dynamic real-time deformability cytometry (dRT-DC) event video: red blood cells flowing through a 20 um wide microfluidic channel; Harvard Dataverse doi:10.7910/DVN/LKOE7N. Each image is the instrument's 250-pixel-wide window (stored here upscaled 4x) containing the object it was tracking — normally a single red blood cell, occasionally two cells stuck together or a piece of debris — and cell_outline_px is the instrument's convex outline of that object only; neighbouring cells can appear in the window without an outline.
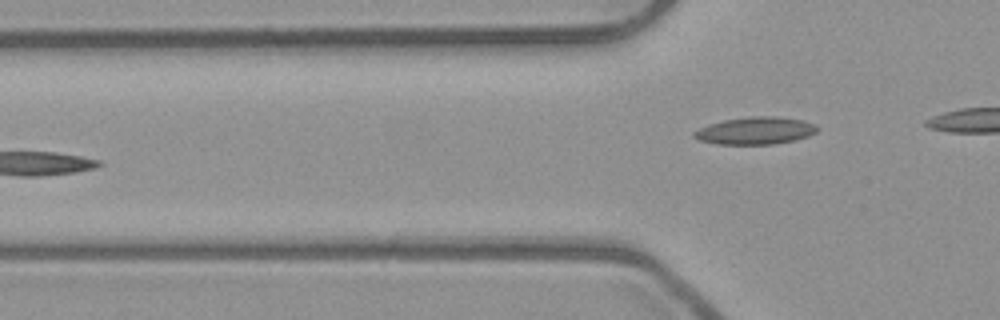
{"species": "common noctule bat (a hibernating species)", "species_latin": "Nyctalus noctula", "temperature_condition": "room temperature", "stored_images_in_passage": 4, "camera_frame_rate_fps": 3000, "um_per_image_px": 0.085, "animal": {"sex": "male", "body_mass_g": 23.1, "forearm_length_mm": 52.7}, "frame": {"image": 1, "passage_image": 4, "time_ms": 1.0, "image_size_px": [1000, 320], "cell_outline_px": [[816, 132], [808, 136], [796, 140], [776, 144], [716, 144], [700, 140], [692, 136], [692, 132], [708, 124], [724, 120], [752, 116], [776, 116], [804, 120], [816, 124]], "centroid_in_image_um": [64.21, 11.11], "position_along_channel_um": 61.6, "area_um2": 19.71}}